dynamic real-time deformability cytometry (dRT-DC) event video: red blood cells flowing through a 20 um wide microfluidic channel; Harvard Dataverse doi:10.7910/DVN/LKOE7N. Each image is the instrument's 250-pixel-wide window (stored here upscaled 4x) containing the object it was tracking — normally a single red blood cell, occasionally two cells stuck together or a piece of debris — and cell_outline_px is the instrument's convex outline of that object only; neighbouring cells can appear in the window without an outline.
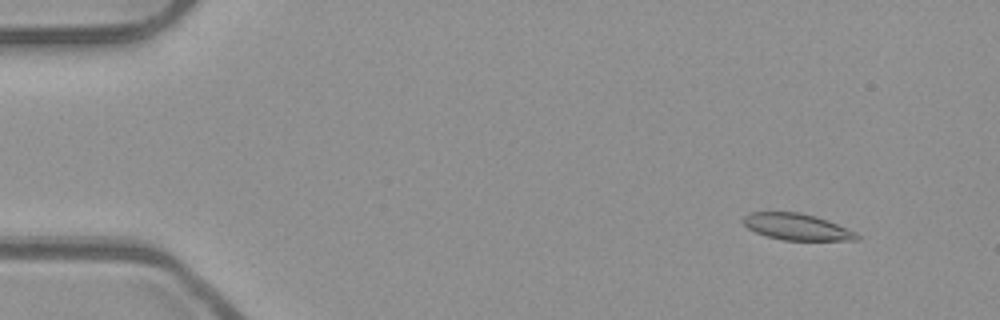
{"species": "common noctule bat (a hibernating species)", "species_latin": "Nyctalus noctula", "temperature_condition": "room temperature", "stored_images_in_passage": 53, "camera_frame_rate_fps": 3000, "um_per_image_px": 0.085, "animal": {"sex": "male", "body_mass_g": 23.1, "forearm_length_mm": 52.7}, "frame": {"image": 1, "passage_image": 6, "time_ms": 1.667, "image_size_px": [1000, 320], "cell_outline_px": [[860, 240], [784, 240], [768, 236], [756, 232], [748, 228], [744, 224], [744, 216], [748, 212], [800, 212], [816, 216], [828, 220], [856, 232], [860, 236]], "centroid_in_image_um": [67.76, 19.27], "position_along_channel_um": 17.2, "area_um2": 17.46}}
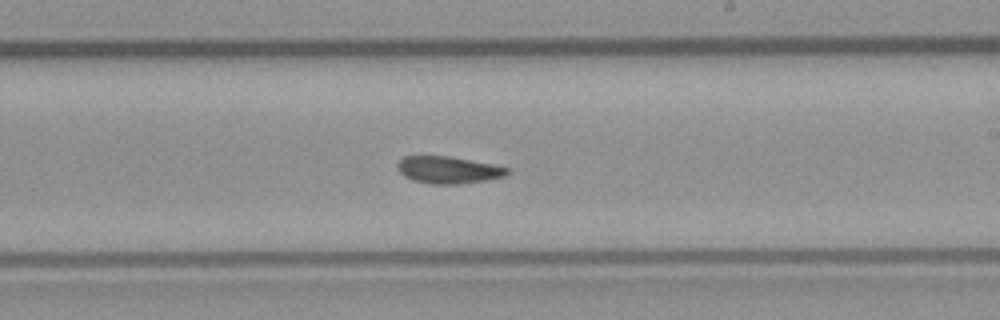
{"frame": {"image": 2, "passage_image": 32, "time_ms": 10.333, "image_size_px": [1000, 320], "cell_outline_px": [[512, 172], [504, 176], [484, 180], [460, 184], [428, 184], [412, 180], [404, 176], [396, 168], [396, 164], [404, 156], [448, 156], [492, 164], [508, 168]], "centroid_in_image_um": [38.07, 14.45], "position_along_channel_um": 250.9, "area_um2": 17.34}}
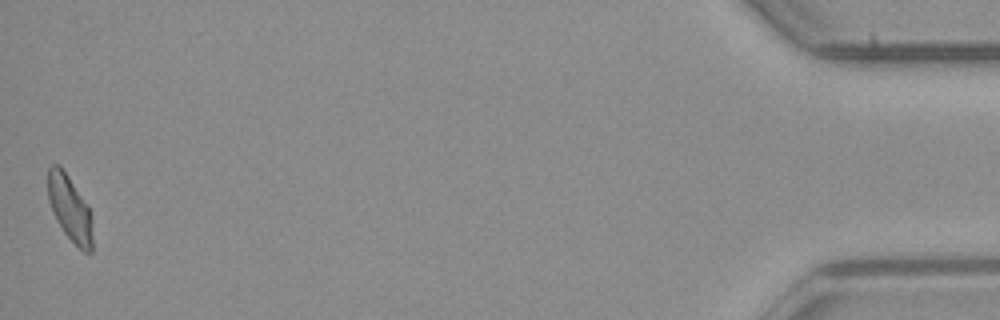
{"frame": {"image": 3, "passage_image": 53, "time_ms": 17.333, "image_size_px": [1000, 320], "cell_outline_px": [[92, 252], [84, 252], [64, 232], [56, 220], [48, 200], [48, 168], [52, 164], [60, 164], [68, 176], [88, 208], [92, 236]], "centroid_in_image_um": [5.89, 17.68], "position_along_channel_um": 429.3, "area_um2": 16.47}, "authors_computed_cell_mechanics": {"area_um2": 17.7446, "velocity_mm_per_s": 3.9568, "shape_relaxation_time_tau1_ms": null, "shape_relaxation_time_tau2_ms": 2.8221, "deformation_change_tau1": null, "deformation_change_tau2": 0.0852}}